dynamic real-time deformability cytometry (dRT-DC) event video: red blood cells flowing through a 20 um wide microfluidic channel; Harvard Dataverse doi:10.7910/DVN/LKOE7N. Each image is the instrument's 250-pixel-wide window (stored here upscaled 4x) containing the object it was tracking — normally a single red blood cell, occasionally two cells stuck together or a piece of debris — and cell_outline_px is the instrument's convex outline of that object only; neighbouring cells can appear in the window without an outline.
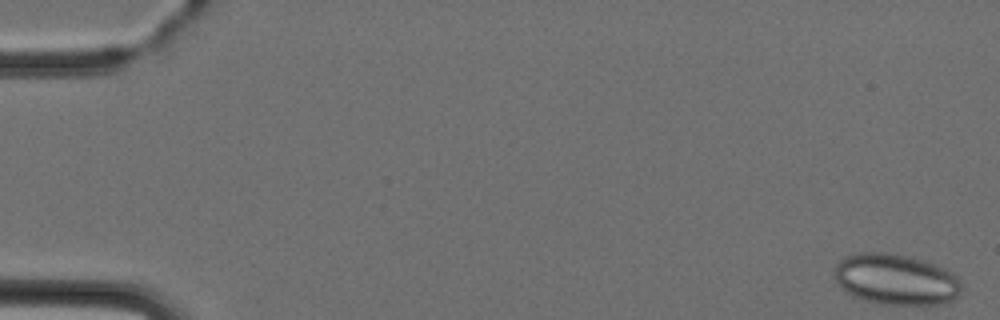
{"species": "Egyptian fruit bat (a non-hibernating species)", "species_latin": "Rousettus aegyptiacus", "temperature_condition": "cold", "stored_images_in_passage": 4, "camera_frame_rate_fps": 3000, "um_per_image_px": 0.085, "animal": {"sex": "female"}, "frame": {"image": 1, "passage_image": 1, "time_ms": 0.0, "image_size_px": [1000, 320], "cell_outline_px": [[964, 288], [952, 300], [944, 304], [880, 304], [856, 296], [848, 292], [836, 280], [836, 264], [844, 256], [860, 252], [884, 252], [908, 256], [924, 260], [944, 268], [952, 272], [960, 280]], "centroid_in_image_um": [76.2, 23.73], "position_along_channel_um": 8.8, "area_um2": 37.45}}